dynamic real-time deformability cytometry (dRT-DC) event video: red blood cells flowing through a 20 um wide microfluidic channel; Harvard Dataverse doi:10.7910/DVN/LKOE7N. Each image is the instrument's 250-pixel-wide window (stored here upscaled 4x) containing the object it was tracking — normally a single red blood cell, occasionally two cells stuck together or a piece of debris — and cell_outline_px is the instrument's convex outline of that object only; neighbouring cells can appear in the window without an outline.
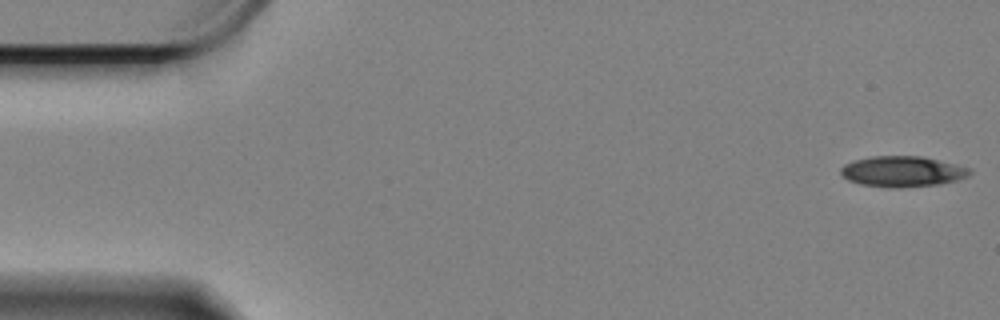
{"species": "Egyptian fruit bat (a non-hibernating species)", "species_latin": "Rousettus aegyptiacus", "temperature_condition": "cold", "stored_images_in_passage": 5, "camera_frame_rate_fps": 3000, "um_per_image_px": 0.085, "animal": {"sex": "female"}, "frame": {"image": 1, "passage_image": 1, "time_ms": 0.0, "image_size_px": [1000, 320], "cell_outline_px": [[972, 172], [968, 176], [956, 180], [940, 184], [900, 188], [888, 188], [860, 184], [848, 180], [840, 176], [840, 168], [844, 164], [852, 160], [872, 156], [924, 156], [972, 168]], "centroid_in_image_um": [76.68, 14.57], "position_along_channel_um": 8.3, "area_um2": 23.47}}